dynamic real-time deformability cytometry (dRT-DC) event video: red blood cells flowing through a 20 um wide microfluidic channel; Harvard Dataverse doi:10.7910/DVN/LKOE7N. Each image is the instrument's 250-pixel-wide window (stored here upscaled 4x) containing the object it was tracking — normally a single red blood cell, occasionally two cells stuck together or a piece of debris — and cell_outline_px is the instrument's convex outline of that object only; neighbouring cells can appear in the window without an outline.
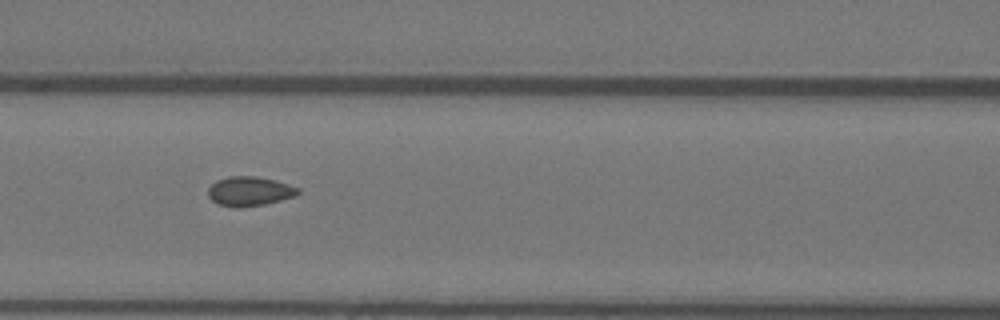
{"species": "Egyptian fruit bat (a non-hibernating species)", "species_latin": "Rousettus aegyptiacus", "temperature_condition": "warm", "stored_images_in_passage": 9, "camera_frame_rate_fps": 3000, "um_per_image_px": 0.085, "animal": {"sex": "female"}, "frame": {"image": 1, "passage_image": 6, "time_ms": 1.667, "image_size_px": [1000, 320], "cell_outline_px": [[300, 192], [296, 196], [264, 204], [240, 208], [236, 208], [216, 204], [208, 196], [208, 188], [216, 180], [228, 176], [256, 176], [276, 180], [300, 188]], "centroid_in_image_um": [21.2, 16.26], "position_along_channel_um": 145.4, "area_um2": 15.61}}
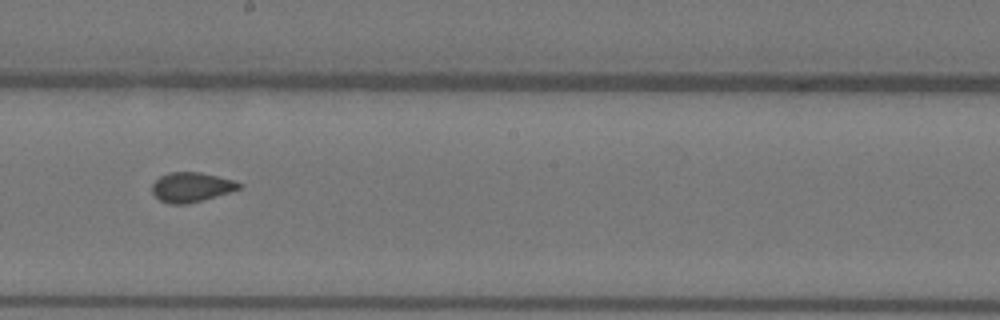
{"frame": {"image": 2, "passage_image": 8, "time_ms": 2.333, "image_size_px": [1000, 320], "cell_outline_px": [[244, 184], [240, 188], [216, 196], [188, 204], [168, 204], [160, 200], [152, 192], [152, 184], [160, 176], [168, 172], [200, 172], [236, 180]], "centroid_in_image_um": [16.27, 15.9], "position_along_channel_um": 231.9, "area_um2": 15.09}}
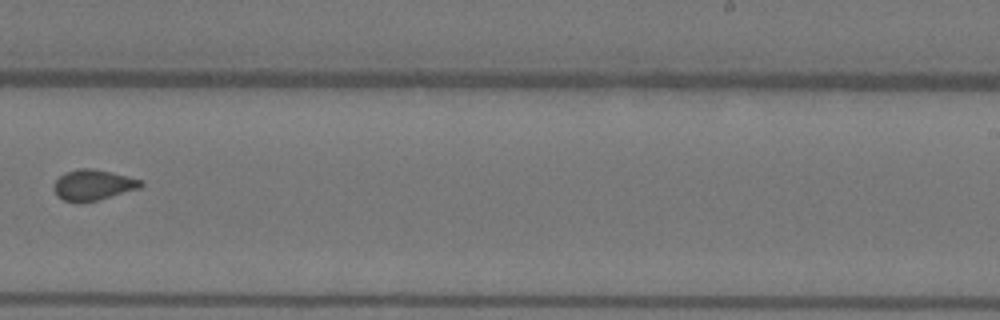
{"frame": {"image": 3, "passage_image": 9, "time_ms": 2.667, "image_size_px": [1000, 320], "cell_outline_px": [[144, 184], [140, 188], [96, 200], [80, 204], [76, 204], [64, 200], [56, 196], [52, 188], [52, 184], [60, 176], [68, 172], [80, 168], [92, 168], [112, 172], [144, 180]], "centroid_in_image_um": [7.89, 15.74], "position_along_channel_um": 281.1, "area_um2": 15.78}}